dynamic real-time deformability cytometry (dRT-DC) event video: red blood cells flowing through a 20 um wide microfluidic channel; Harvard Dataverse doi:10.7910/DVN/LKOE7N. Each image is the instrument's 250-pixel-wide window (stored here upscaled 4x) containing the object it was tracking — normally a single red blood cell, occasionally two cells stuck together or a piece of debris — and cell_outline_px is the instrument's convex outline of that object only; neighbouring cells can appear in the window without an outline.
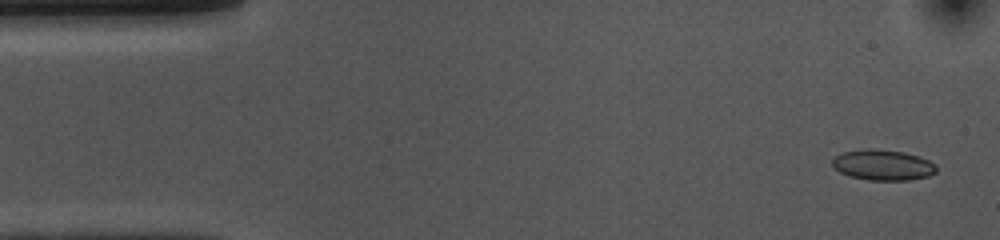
{"species": "common noctule bat (a hibernating species)", "species_latin": "Nyctalus noctula", "temperature_condition": "cold", "stored_images_in_passage": 52, "camera_frame_rate_fps": 3000, "um_per_image_px": 0.085, "animal": {"sex": "female", "body_mass_g": 10.0, "forearm_length_mm": 53.1}, "frame": {"image": 1, "passage_image": 2, "time_ms": 0.333, "image_size_px": [1000, 240], "cell_outline_px": [[936, 172], [928, 176], [908, 180], [868, 180], [848, 176], [840, 172], [832, 164], [832, 156], [844, 152], [864, 148], [872, 148], [904, 152], [928, 160], [936, 164]], "centroid_in_image_um": [75.01, 14.02], "position_along_channel_um": 10.0, "area_um2": 18.61}}
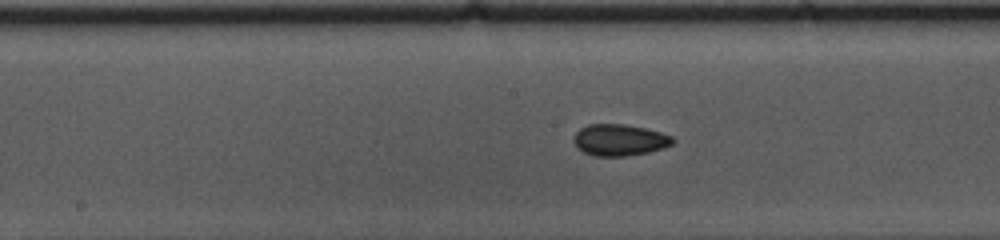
{"frame": {"image": 2, "passage_image": 25, "time_ms": 8.0, "image_size_px": [1000, 240], "cell_outline_px": [[676, 140], [672, 144], [664, 148], [648, 152], [624, 156], [592, 156], [576, 148], [572, 140], [576, 132], [580, 128], [588, 124], [620, 124], [644, 128], [660, 132], [672, 136]], "centroid_in_image_um": [52.63, 11.9], "position_along_channel_um": 195.6, "area_um2": 18.26}}
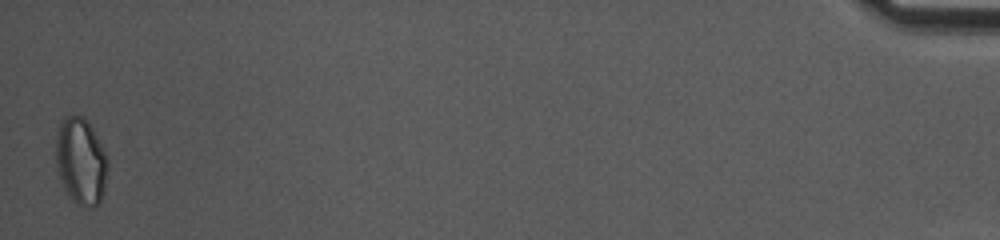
{"frame": {"image": 3, "passage_image": 52, "time_ms": 17.0, "image_size_px": [1000, 240], "cell_outline_px": [[108, 164], [104, 192], [100, 204], [92, 208], [76, 204], [72, 200], [64, 188], [56, 164], [56, 136], [60, 124], [68, 116], [84, 116], [88, 120], [104, 148], [108, 156]], "centroid_in_image_um": [6.91, 13.72], "position_along_channel_um": 428.3, "area_um2": 26.41}, "authors_computed_cell_mechanics": {"area_um2": 17.9758, "velocity_mm_per_s": 3.7083, "shape_relaxation_time_tau1_ms": null, "shape_relaxation_time_tau2_ms": 2.2515, "deformation_change_tau1": null, "deformation_change_tau2": 0.0616}}